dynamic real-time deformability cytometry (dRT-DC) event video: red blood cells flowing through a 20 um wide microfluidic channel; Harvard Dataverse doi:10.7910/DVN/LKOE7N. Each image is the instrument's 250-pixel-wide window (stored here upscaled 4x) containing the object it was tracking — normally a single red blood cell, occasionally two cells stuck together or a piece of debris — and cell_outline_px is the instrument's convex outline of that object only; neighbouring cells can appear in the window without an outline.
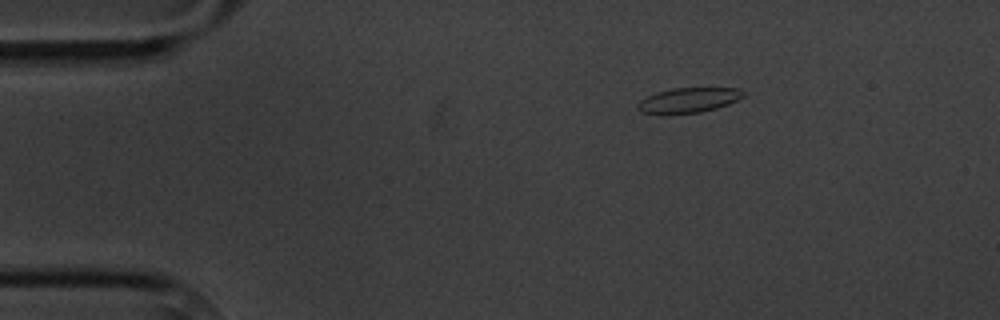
{"species": "common noctule bat (a hibernating species)", "species_latin": "Nyctalus noctula", "temperature_condition": "cold", "stored_images_in_passage": 3, "camera_frame_rate_fps": 3000, "um_per_image_px": 0.085, "animal": {"sex": "male", "body_mass_g": 20.1, "forearm_length_mm": 53.5}, "frame": {"image": 1, "passage_image": 1, "time_ms": 0.0, "image_size_px": [1000, 320], "cell_outline_px": [[744, 96], [728, 104], [716, 108], [700, 112], [660, 116], [640, 112], [636, 108], [636, 104], [640, 100], [656, 92], [672, 88], [740, 88], [744, 92]], "centroid_in_image_um": [58.44, 8.54], "position_along_channel_um": 26.6, "area_um2": 15.78}}